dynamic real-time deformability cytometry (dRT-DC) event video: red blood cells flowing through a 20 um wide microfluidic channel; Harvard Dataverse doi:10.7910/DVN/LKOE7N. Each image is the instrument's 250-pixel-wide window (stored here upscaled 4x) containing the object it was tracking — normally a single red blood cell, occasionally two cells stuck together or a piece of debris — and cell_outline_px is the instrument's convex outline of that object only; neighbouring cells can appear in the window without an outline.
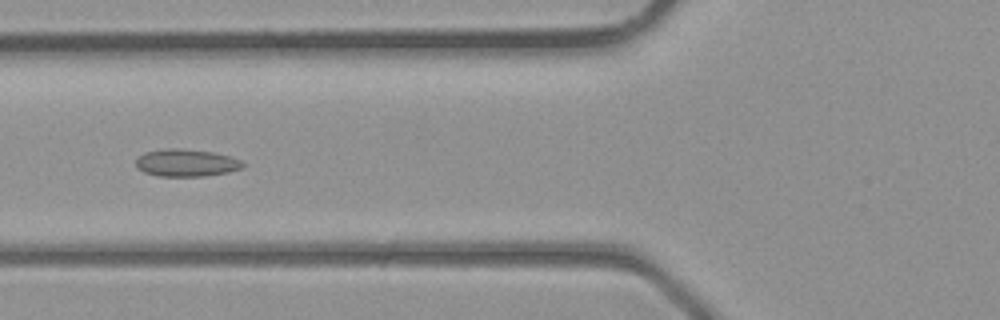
{"species": "common noctule bat (a hibernating species)", "species_latin": "Nyctalus noctula", "temperature_condition": "room temperature", "stored_images_in_passage": 34, "camera_frame_rate_fps": 3000, "um_per_image_px": 0.085, "animal": {"sex": "male", "body_mass_g": 23.1, "forearm_length_mm": 52.7}, "frame": {"image": 1, "passage_image": 15, "time_ms": 4.667, "image_size_px": [1000, 320], "cell_outline_px": [[244, 168], [228, 172], [204, 176], [160, 176], [144, 172], [136, 168], [136, 160], [144, 152], [168, 148], [176, 148], [212, 152], [228, 156], [240, 160], [244, 164]], "centroid_in_image_um": [15.82, 13.84], "position_along_channel_um": 110.0, "area_um2": 16.94}}
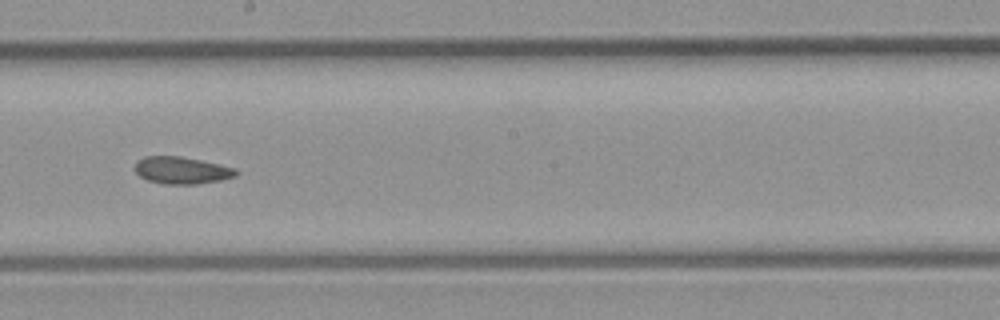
{"frame": {"image": 2, "passage_image": 22, "time_ms": 7.0, "image_size_px": [1000, 320], "cell_outline_px": [[240, 172], [236, 176], [220, 180], [196, 184], [164, 184], [148, 180], [140, 176], [136, 172], [136, 160], [144, 156], [180, 156], [220, 164], [236, 168]], "centroid_in_image_um": [15.47, 14.47], "position_along_channel_um": 232.7, "area_um2": 16.01}}
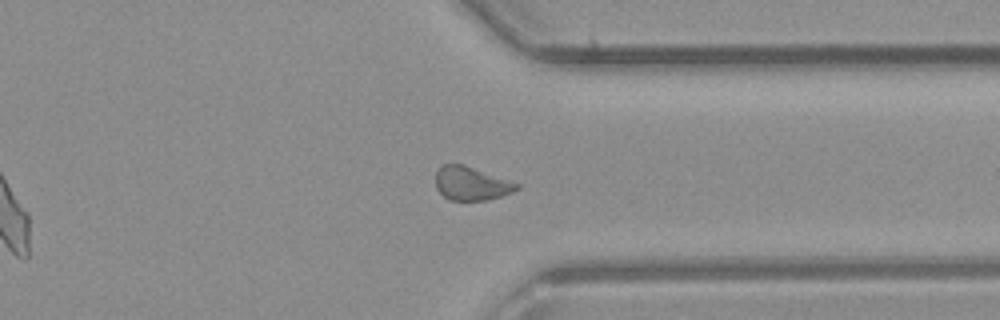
{"frame": {"image": 3, "passage_image": 30, "time_ms": 9.667, "image_size_px": [1000, 320], "cell_outline_px": [[520, 188], [512, 192], [488, 200], [448, 200], [436, 188], [436, 172], [444, 164], [464, 164], [520, 184]], "centroid_in_image_um": [40.06, 15.6], "position_along_channel_um": 371.3, "area_um2": 15.78}}